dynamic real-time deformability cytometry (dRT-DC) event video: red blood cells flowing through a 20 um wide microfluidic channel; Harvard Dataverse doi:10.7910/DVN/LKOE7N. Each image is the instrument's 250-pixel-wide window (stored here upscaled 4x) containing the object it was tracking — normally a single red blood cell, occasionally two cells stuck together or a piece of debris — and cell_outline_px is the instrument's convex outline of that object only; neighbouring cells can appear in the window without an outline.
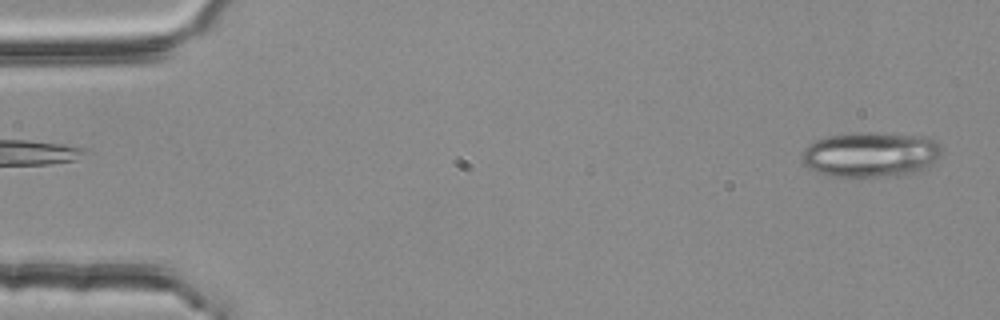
{"species": "common noctule bat (a hibernating species)", "species_latin": "Nyctalus noctula", "temperature_condition": "room temperature", "stored_images_in_passage": 3, "camera_frame_rate_fps": 3000, "um_per_image_px": 0.085, "animal": {"sex": "female", "body_mass_g": 25.1}, "frame": {"image": 1, "passage_image": 3, "time_ms": 0.667, "image_size_px": [1000, 320], "cell_outline_px": [[940, 152], [936, 160], [924, 168], [916, 172], [896, 176], [832, 176], [808, 168], [800, 160], [800, 156], [804, 148], [816, 140], [828, 136], [848, 132], [868, 132], [928, 136], [940, 144]], "centroid_in_image_um": [73.98, 13.11], "position_along_channel_um": 11.0, "area_um2": 36.88}}